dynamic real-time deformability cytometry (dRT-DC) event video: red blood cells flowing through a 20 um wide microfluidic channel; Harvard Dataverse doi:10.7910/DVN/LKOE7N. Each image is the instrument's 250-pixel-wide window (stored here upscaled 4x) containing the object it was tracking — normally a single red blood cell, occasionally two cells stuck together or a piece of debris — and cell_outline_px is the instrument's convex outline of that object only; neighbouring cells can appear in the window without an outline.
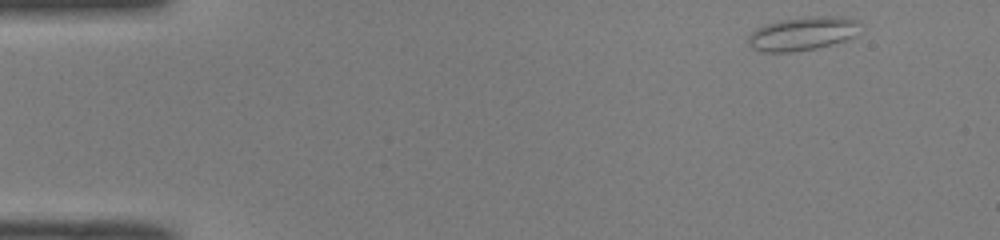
{"species": "common noctule bat (a hibernating species)", "species_latin": "Nyctalus noctula", "temperature_condition": "room temperature", "stored_images_in_passage": 46, "camera_frame_rate_fps": 3000, "um_per_image_px": 0.085, "animal": {"sex": "male", "body_mass_g": 19.0, "forearm_length_mm": 50.8}, "frame": {"image": 1, "passage_image": 1, "time_ms": 0.0, "image_size_px": [1000, 240], "cell_outline_px": [[860, 24], [856, 36], [848, 40], [816, 48], [792, 52], [764, 52], [752, 48], [748, 44], [748, 36], [756, 28], [764, 24], [780, 20], [812, 16], [840, 16], [860, 20]], "centroid_in_image_um": [68.24, 2.85], "position_along_channel_um": 16.8, "area_um2": 22.2}}
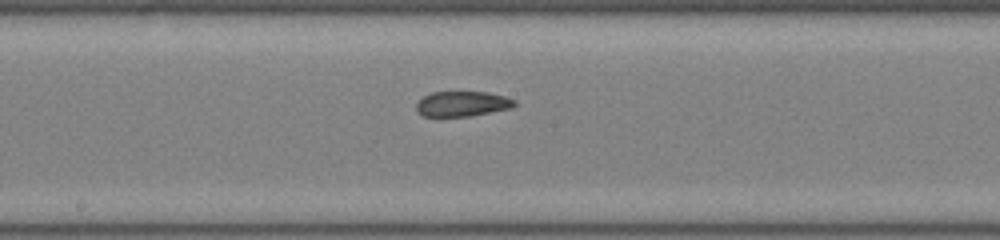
{"frame": {"image": 2, "passage_image": 23, "time_ms": 7.333, "image_size_px": [1000, 240], "cell_outline_px": [[516, 104], [512, 108], [472, 116], [424, 116], [416, 112], [416, 104], [424, 96], [432, 92], [488, 92], [504, 96], [516, 100]], "centroid_in_image_um": [39.31, 8.83], "position_along_channel_um": 208.9, "area_um2": 14.45}}
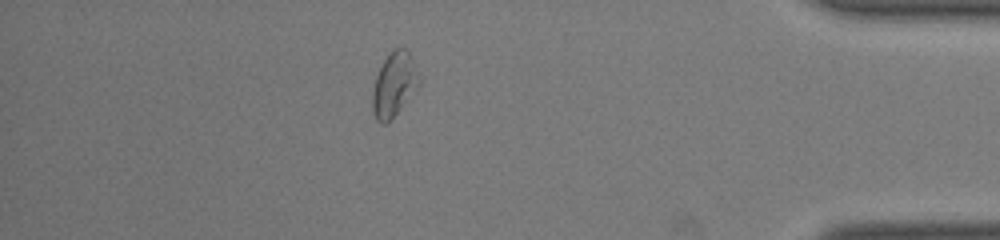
{"frame": {"image": 3, "passage_image": 40, "time_ms": 13.0, "image_size_px": [1000, 240], "cell_outline_px": [[420, 84], [400, 108], [384, 124], [380, 124], [376, 120], [372, 112], [372, 92], [376, 76], [388, 52], [392, 48], [408, 48], [420, 80]], "centroid_in_image_um": [33.47, 7.14], "position_along_channel_um": 401.7, "area_um2": 17.22}, "authors_computed_cell_mechanics": {"area_um2": 16.5019, "velocity_mm_per_s": 4.0752, "shape_relaxation_time_tau1_ms": null, "shape_relaxation_time_tau2_ms": 1.9047, "deformation_change_tau1": null, "deformation_change_tau2": 0.074}}